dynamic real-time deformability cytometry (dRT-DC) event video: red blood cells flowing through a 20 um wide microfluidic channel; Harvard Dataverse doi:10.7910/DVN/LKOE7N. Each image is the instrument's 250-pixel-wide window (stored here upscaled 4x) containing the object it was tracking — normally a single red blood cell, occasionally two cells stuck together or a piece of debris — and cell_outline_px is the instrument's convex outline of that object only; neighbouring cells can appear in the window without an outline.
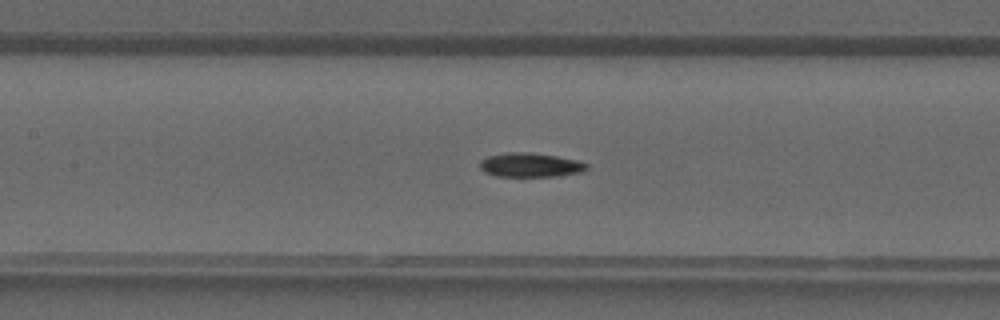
{"species": "common noctule bat (a hibernating species)", "species_latin": "Nyctalus noctula", "temperature_condition": "warm", "stored_images_in_passage": 38, "camera_frame_rate_fps": 3000, "um_per_image_px": 0.085, "animal": {"sex": "male", "forearm_length_mm": 52.5}, "frame": {"image": 1, "passage_image": 19, "time_ms": 6.0, "image_size_px": [1000, 320], "cell_outline_px": [[588, 168], [584, 172], [556, 176], [496, 176], [484, 172], [480, 168], [480, 160], [488, 156], [504, 152], [528, 152], [556, 156], [580, 160], [588, 164]], "centroid_in_image_um": [45.1, 14.02], "position_along_channel_um": 162.3, "area_um2": 15.2}}
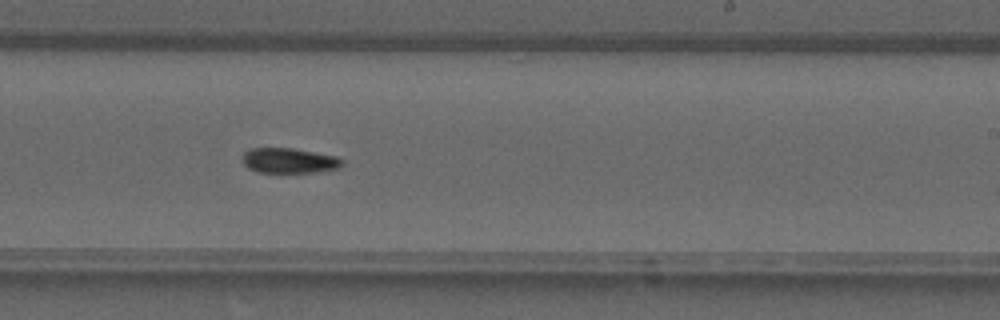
{"frame": {"image": 2, "passage_image": 25, "time_ms": 8.0, "image_size_px": [1000, 320], "cell_outline_px": [[344, 164], [340, 168], [312, 172], [256, 172], [248, 168], [244, 164], [240, 156], [248, 148], [292, 148], [336, 156], [344, 160]], "centroid_in_image_um": [24.54, 13.64], "position_along_channel_um": 264.5, "area_um2": 14.74}}
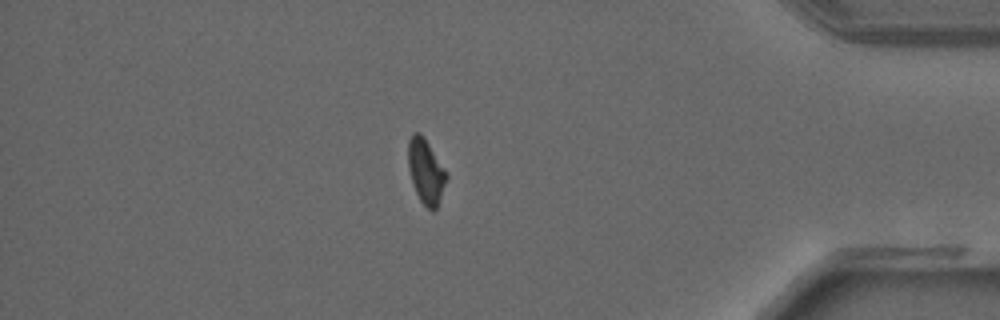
{"frame": {"image": 3, "passage_image": 35, "time_ms": 11.333, "image_size_px": [1000, 320], "cell_outline_px": [[448, 176], [436, 208], [432, 212], [420, 200], [416, 192], [408, 168], [408, 140], [412, 132], [420, 132], [424, 136], [448, 172]], "centroid_in_image_um": [36.2, 14.51], "position_along_channel_um": 399.0, "area_um2": 14.51}}